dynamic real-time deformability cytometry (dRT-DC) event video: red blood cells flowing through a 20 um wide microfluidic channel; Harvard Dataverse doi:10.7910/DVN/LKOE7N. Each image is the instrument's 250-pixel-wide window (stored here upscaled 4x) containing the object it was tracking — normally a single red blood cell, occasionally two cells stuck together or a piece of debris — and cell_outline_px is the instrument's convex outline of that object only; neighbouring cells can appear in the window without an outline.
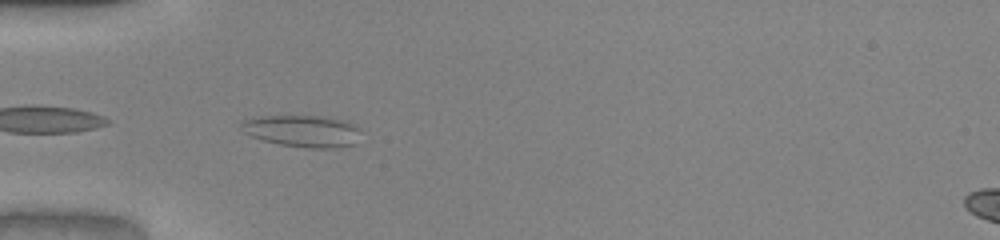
{"species": "common noctule bat (a hibernating species)", "species_latin": "Nyctalus noctula", "temperature_condition": "warm", "stored_images_in_passage": 37, "camera_frame_rate_fps": 3000, "um_per_image_px": 0.085, "animal": {"sex": "male", "body_mass_g": 20.0, "forearm_length_mm": 53.3}, "frame": {"image": 1, "passage_image": 1, "time_ms": 0.0, "image_size_px": [1000, 240], "cell_outline_px": [[360, 128], [356, 144], [332, 148], [304, 148], [280, 144], [264, 140], [252, 136], [244, 132], [240, 124], [244, 120], [264, 116], [324, 116], [344, 120]], "centroid_in_image_um": [25.75, 11.14], "position_along_channel_um": 59.3, "area_um2": 22.08}}
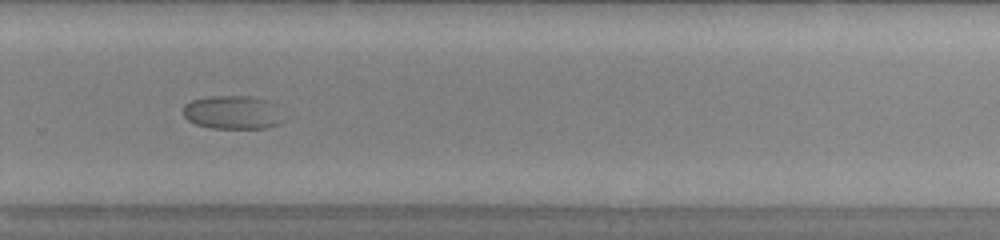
{"frame": {"image": 2, "passage_image": 21, "time_ms": 6.667, "image_size_px": [1000, 240], "cell_outline_px": [[288, 120], [280, 124], [268, 128], [212, 128], [196, 124], [188, 120], [184, 116], [184, 104], [192, 100], [208, 96], [252, 96], [268, 100]], "centroid_in_image_um": [19.82, 9.56], "position_along_channel_um": 310.0, "area_um2": 19.83}}
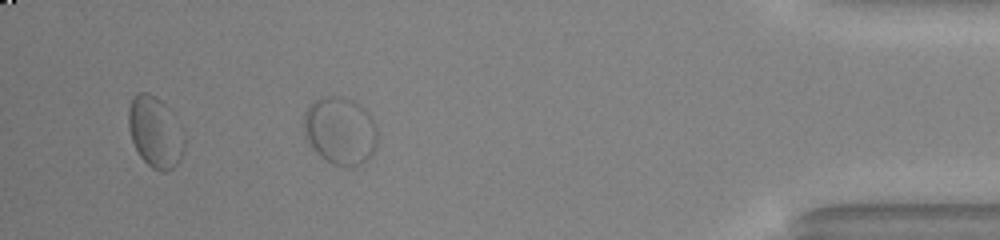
{"frame": {"image": 3, "passage_image": 32, "time_ms": 10.333, "image_size_px": [1000, 240], "cell_outline_px": [[376, 148], [368, 160], [352, 168], [344, 168], [332, 164], [320, 156], [312, 148], [304, 132], [304, 112], [308, 104], [312, 100], [328, 96], [344, 96], [360, 104], [372, 116], [376, 124]], "centroid_in_image_um": [28.92, 11.12], "position_along_channel_um": 406.3, "area_um2": 29.65}}